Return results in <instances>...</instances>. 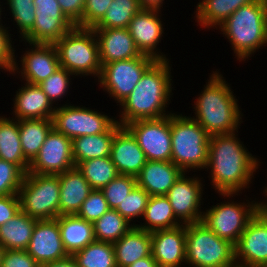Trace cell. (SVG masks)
I'll use <instances>...</instances> for the list:
<instances>
[{"label":"cell","mask_w":267,"mask_h":267,"mask_svg":"<svg viewBox=\"0 0 267 267\" xmlns=\"http://www.w3.org/2000/svg\"><path fill=\"white\" fill-rule=\"evenodd\" d=\"M237 135L236 132L212 135L209 141L206 169H211L209 175L213 188L229 199L250 187L260 166L258 158L252 156Z\"/></svg>","instance_id":"cell-1"},{"label":"cell","mask_w":267,"mask_h":267,"mask_svg":"<svg viewBox=\"0 0 267 267\" xmlns=\"http://www.w3.org/2000/svg\"><path fill=\"white\" fill-rule=\"evenodd\" d=\"M169 61L156 60L145 71L131 94L119 105L123 111H120L118 124L125 126L135 120L171 115L166 112L173 88Z\"/></svg>","instance_id":"cell-2"},{"label":"cell","mask_w":267,"mask_h":267,"mask_svg":"<svg viewBox=\"0 0 267 267\" xmlns=\"http://www.w3.org/2000/svg\"><path fill=\"white\" fill-rule=\"evenodd\" d=\"M213 71L194 102L193 119L210 135L238 133L242 113L230 85Z\"/></svg>","instance_id":"cell-3"},{"label":"cell","mask_w":267,"mask_h":267,"mask_svg":"<svg viewBox=\"0 0 267 267\" xmlns=\"http://www.w3.org/2000/svg\"><path fill=\"white\" fill-rule=\"evenodd\" d=\"M218 29L231 42L237 60L246 61L267 45V7L263 0L241 6Z\"/></svg>","instance_id":"cell-4"},{"label":"cell","mask_w":267,"mask_h":267,"mask_svg":"<svg viewBox=\"0 0 267 267\" xmlns=\"http://www.w3.org/2000/svg\"><path fill=\"white\" fill-rule=\"evenodd\" d=\"M171 161L184 172L206 169L210 135L191 117L171 113Z\"/></svg>","instance_id":"cell-5"},{"label":"cell","mask_w":267,"mask_h":267,"mask_svg":"<svg viewBox=\"0 0 267 267\" xmlns=\"http://www.w3.org/2000/svg\"><path fill=\"white\" fill-rule=\"evenodd\" d=\"M60 67L75 76L99 78L102 65L99 47L93 28L73 27L54 43Z\"/></svg>","instance_id":"cell-6"},{"label":"cell","mask_w":267,"mask_h":267,"mask_svg":"<svg viewBox=\"0 0 267 267\" xmlns=\"http://www.w3.org/2000/svg\"><path fill=\"white\" fill-rule=\"evenodd\" d=\"M186 264L190 267H237L234 244L203 222L186 224Z\"/></svg>","instance_id":"cell-7"},{"label":"cell","mask_w":267,"mask_h":267,"mask_svg":"<svg viewBox=\"0 0 267 267\" xmlns=\"http://www.w3.org/2000/svg\"><path fill=\"white\" fill-rule=\"evenodd\" d=\"M60 180L58 175L27 172L19 188L20 209L37 220L59 217Z\"/></svg>","instance_id":"cell-8"},{"label":"cell","mask_w":267,"mask_h":267,"mask_svg":"<svg viewBox=\"0 0 267 267\" xmlns=\"http://www.w3.org/2000/svg\"><path fill=\"white\" fill-rule=\"evenodd\" d=\"M231 201V202H230ZM260 210L259 202L229 200L203 212L202 222L218 237L236 244L250 220Z\"/></svg>","instance_id":"cell-9"},{"label":"cell","mask_w":267,"mask_h":267,"mask_svg":"<svg viewBox=\"0 0 267 267\" xmlns=\"http://www.w3.org/2000/svg\"><path fill=\"white\" fill-rule=\"evenodd\" d=\"M155 61L154 58L141 54L133 59L107 63L102 66L98 78L100 87H103V91H107V94L120 105Z\"/></svg>","instance_id":"cell-10"},{"label":"cell","mask_w":267,"mask_h":267,"mask_svg":"<svg viewBox=\"0 0 267 267\" xmlns=\"http://www.w3.org/2000/svg\"><path fill=\"white\" fill-rule=\"evenodd\" d=\"M71 105L66 103L56 107L52 118L53 128L71 140L76 137L105 133L117 122L95 109Z\"/></svg>","instance_id":"cell-11"},{"label":"cell","mask_w":267,"mask_h":267,"mask_svg":"<svg viewBox=\"0 0 267 267\" xmlns=\"http://www.w3.org/2000/svg\"><path fill=\"white\" fill-rule=\"evenodd\" d=\"M125 127L136 138L147 160L171 161L170 115L158 119L135 120Z\"/></svg>","instance_id":"cell-12"},{"label":"cell","mask_w":267,"mask_h":267,"mask_svg":"<svg viewBox=\"0 0 267 267\" xmlns=\"http://www.w3.org/2000/svg\"><path fill=\"white\" fill-rule=\"evenodd\" d=\"M33 3L36 9L34 25L21 42L54 44L75 27L57 0H34Z\"/></svg>","instance_id":"cell-13"},{"label":"cell","mask_w":267,"mask_h":267,"mask_svg":"<svg viewBox=\"0 0 267 267\" xmlns=\"http://www.w3.org/2000/svg\"><path fill=\"white\" fill-rule=\"evenodd\" d=\"M76 167L73 158L72 140L57 132H49L38 155L30 163L28 172L39 175H58Z\"/></svg>","instance_id":"cell-14"},{"label":"cell","mask_w":267,"mask_h":267,"mask_svg":"<svg viewBox=\"0 0 267 267\" xmlns=\"http://www.w3.org/2000/svg\"><path fill=\"white\" fill-rule=\"evenodd\" d=\"M186 174L184 172L165 195L175 217L184 225L202 222L203 211L200 210L205 186L197 176L190 178Z\"/></svg>","instance_id":"cell-15"},{"label":"cell","mask_w":267,"mask_h":267,"mask_svg":"<svg viewBox=\"0 0 267 267\" xmlns=\"http://www.w3.org/2000/svg\"><path fill=\"white\" fill-rule=\"evenodd\" d=\"M237 267L267 264V216L260 210L234 245Z\"/></svg>","instance_id":"cell-16"},{"label":"cell","mask_w":267,"mask_h":267,"mask_svg":"<svg viewBox=\"0 0 267 267\" xmlns=\"http://www.w3.org/2000/svg\"><path fill=\"white\" fill-rule=\"evenodd\" d=\"M28 44L31 49L29 48L21 56V68L15 60L10 74L21 73L22 80L30 84H39L60 68L57 49L54 44Z\"/></svg>","instance_id":"cell-17"},{"label":"cell","mask_w":267,"mask_h":267,"mask_svg":"<svg viewBox=\"0 0 267 267\" xmlns=\"http://www.w3.org/2000/svg\"><path fill=\"white\" fill-rule=\"evenodd\" d=\"M159 12V10L141 9L132 18L128 30L141 54L155 60H168L165 54L156 49L164 34Z\"/></svg>","instance_id":"cell-18"},{"label":"cell","mask_w":267,"mask_h":267,"mask_svg":"<svg viewBox=\"0 0 267 267\" xmlns=\"http://www.w3.org/2000/svg\"><path fill=\"white\" fill-rule=\"evenodd\" d=\"M26 251L39 265L67 258L58 221L37 220Z\"/></svg>","instance_id":"cell-19"},{"label":"cell","mask_w":267,"mask_h":267,"mask_svg":"<svg viewBox=\"0 0 267 267\" xmlns=\"http://www.w3.org/2000/svg\"><path fill=\"white\" fill-rule=\"evenodd\" d=\"M186 225L151 232V255L159 267L186 263ZM183 263V264H182Z\"/></svg>","instance_id":"cell-20"},{"label":"cell","mask_w":267,"mask_h":267,"mask_svg":"<svg viewBox=\"0 0 267 267\" xmlns=\"http://www.w3.org/2000/svg\"><path fill=\"white\" fill-rule=\"evenodd\" d=\"M101 65L141 55L128 28H93Z\"/></svg>","instance_id":"cell-21"},{"label":"cell","mask_w":267,"mask_h":267,"mask_svg":"<svg viewBox=\"0 0 267 267\" xmlns=\"http://www.w3.org/2000/svg\"><path fill=\"white\" fill-rule=\"evenodd\" d=\"M110 158L119 174L134 177L140 173L147 162L145 153L136 138L125 126H122L114 135Z\"/></svg>","instance_id":"cell-22"},{"label":"cell","mask_w":267,"mask_h":267,"mask_svg":"<svg viewBox=\"0 0 267 267\" xmlns=\"http://www.w3.org/2000/svg\"><path fill=\"white\" fill-rule=\"evenodd\" d=\"M25 86L16 91L13 117L22 119H52L57 106H53L38 84L25 82Z\"/></svg>","instance_id":"cell-23"},{"label":"cell","mask_w":267,"mask_h":267,"mask_svg":"<svg viewBox=\"0 0 267 267\" xmlns=\"http://www.w3.org/2000/svg\"><path fill=\"white\" fill-rule=\"evenodd\" d=\"M183 173L172 161L147 160L136 176L137 186L150 196L166 195Z\"/></svg>","instance_id":"cell-24"},{"label":"cell","mask_w":267,"mask_h":267,"mask_svg":"<svg viewBox=\"0 0 267 267\" xmlns=\"http://www.w3.org/2000/svg\"><path fill=\"white\" fill-rule=\"evenodd\" d=\"M60 180L59 216L77 214L93 190L77 167L58 174Z\"/></svg>","instance_id":"cell-25"},{"label":"cell","mask_w":267,"mask_h":267,"mask_svg":"<svg viewBox=\"0 0 267 267\" xmlns=\"http://www.w3.org/2000/svg\"><path fill=\"white\" fill-rule=\"evenodd\" d=\"M113 246L117 267H128L151 255V233L133 226Z\"/></svg>","instance_id":"cell-26"},{"label":"cell","mask_w":267,"mask_h":267,"mask_svg":"<svg viewBox=\"0 0 267 267\" xmlns=\"http://www.w3.org/2000/svg\"><path fill=\"white\" fill-rule=\"evenodd\" d=\"M56 220L59 223L62 243L68 255L72 256L96 240L92 222L76 214L60 215Z\"/></svg>","instance_id":"cell-27"},{"label":"cell","mask_w":267,"mask_h":267,"mask_svg":"<svg viewBox=\"0 0 267 267\" xmlns=\"http://www.w3.org/2000/svg\"><path fill=\"white\" fill-rule=\"evenodd\" d=\"M122 126L117 122L105 133L76 137L72 140L75 166L80 162L99 157H109L115 133Z\"/></svg>","instance_id":"cell-28"},{"label":"cell","mask_w":267,"mask_h":267,"mask_svg":"<svg viewBox=\"0 0 267 267\" xmlns=\"http://www.w3.org/2000/svg\"><path fill=\"white\" fill-rule=\"evenodd\" d=\"M37 219L21 210L0 226V245L4 250H26Z\"/></svg>","instance_id":"cell-29"},{"label":"cell","mask_w":267,"mask_h":267,"mask_svg":"<svg viewBox=\"0 0 267 267\" xmlns=\"http://www.w3.org/2000/svg\"><path fill=\"white\" fill-rule=\"evenodd\" d=\"M0 159L17 165L25 174L30 162L24 157L18 120L0 116Z\"/></svg>","instance_id":"cell-30"},{"label":"cell","mask_w":267,"mask_h":267,"mask_svg":"<svg viewBox=\"0 0 267 267\" xmlns=\"http://www.w3.org/2000/svg\"><path fill=\"white\" fill-rule=\"evenodd\" d=\"M142 217L145 223H133V226L150 233L182 225L175 217L172 206L165 195L150 196Z\"/></svg>","instance_id":"cell-31"},{"label":"cell","mask_w":267,"mask_h":267,"mask_svg":"<svg viewBox=\"0 0 267 267\" xmlns=\"http://www.w3.org/2000/svg\"><path fill=\"white\" fill-rule=\"evenodd\" d=\"M253 1L255 0H202L196 6L194 18L201 27L217 29L238 8Z\"/></svg>","instance_id":"cell-32"},{"label":"cell","mask_w":267,"mask_h":267,"mask_svg":"<svg viewBox=\"0 0 267 267\" xmlns=\"http://www.w3.org/2000/svg\"><path fill=\"white\" fill-rule=\"evenodd\" d=\"M18 124L21 148L24 157L31 163L53 129V121L52 119H22L18 120Z\"/></svg>","instance_id":"cell-33"},{"label":"cell","mask_w":267,"mask_h":267,"mask_svg":"<svg viewBox=\"0 0 267 267\" xmlns=\"http://www.w3.org/2000/svg\"><path fill=\"white\" fill-rule=\"evenodd\" d=\"M72 257L78 267H117L113 243L93 241Z\"/></svg>","instance_id":"cell-34"},{"label":"cell","mask_w":267,"mask_h":267,"mask_svg":"<svg viewBox=\"0 0 267 267\" xmlns=\"http://www.w3.org/2000/svg\"><path fill=\"white\" fill-rule=\"evenodd\" d=\"M92 189L101 190L119 173L109 157H99L80 162L77 166Z\"/></svg>","instance_id":"cell-35"},{"label":"cell","mask_w":267,"mask_h":267,"mask_svg":"<svg viewBox=\"0 0 267 267\" xmlns=\"http://www.w3.org/2000/svg\"><path fill=\"white\" fill-rule=\"evenodd\" d=\"M133 227L116 210L109 209L99 219L93 222L95 239L97 241L114 243Z\"/></svg>","instance_id":"cell-36"},{"label":"cell","mask_w":267,"mask_h":267,"mask_svg":"<svg viewBox=\"0 0 267 267\" xmlns=\"http://www.w3.org/2000/svg\"><path fill=\"white\" fill-rule=\"evenodd\" d=\"M141 9L139 0H113L104 17L93 28H128Z\"/></svg>","instance_id":"cell-37"},{"label":"cell","mask_w":267,"mask_h":267,"mask_svg":"<svg viewBox=\"0 0 267 267\" xmlns=\"http://www.w3.org/2000/svg\"><path fill=\"white\" fill-rule=\"evenodd\" d=\"M136 186V177L118 174L101 191L108 203V207L115 210Z\"/></svg>","instance_id":"cell-38"},{"label":"cell","mask_w":267,"mask_h":267,"mask_svg":"<svg viewBox=\"0 0 267 267\" xmlns=\"http://www.w3.org/2000/svg\"><path fill=\"white\" fill-rule=\"evenodd\" d=\"M150 195L146 190L136 186L115 209L128 222L143 216Z\"/></svg>","instance_id":"cell-39"},{"label":"cell","mask_w":267,"mask_h":267,"mask_svg":"<svg viewBox=\"0 0 267 267\" xmlns=\"http://www.w3.org/2000/svg\"><path fill=\"white\" fill-rule=\"evenodd\" d=\"M11 10L12 18L16 22L20 33V38H23L33 27L35 21V6L34 0H6Z\"/></svg>","instance_id":"cell-40"},{"label":"cell","mask_w":267,"mask_h":267,"mask_svg":"<svg viewBox=\"0 0 267 267\" xmlns=\"http://www.w3.org/2000/svg\"><path fill=\"white\" fill-rule=\"evenodd\" d=\"M70 76H73V74L60 67L50 77L38 84L52 104L66 96L65 93L67 94L69 86H71L70 80L72 78Z\"/></svg>","instance_id":"cell-41"},{"label":"cell","mask_w":267,"mask_h":267,"mask_svg":"<svg viewBox=\"0 0 267 267\" xmlns=\"http://www.w3.org/2000/svg\"><path fill=\"white\" fill-rule=\"evenodd\" d=\"M24 176L17 165L0 159V196L18 194Z\"/></svg>","instance_id":"cell-42"},{"label":"cell","mask_w":267,"mask_h":267,"mask_svg":"<svg viewBox=\"0 0 267 267\" xmlns=\"http://www.w3.org/2000/svg\"><path fill=\"white\" fill-rule=\"evenodd\" d=\"M109 209L103 192L98 189H93L89 196L83 201L81 208L76 215L93 223Z\"/></svg>","instance_id":"cell-43"},{"label":"cell","mask_w":267,"mask_h":267,"mask_svg":"<svg viewBox=\"0 0 267 267\" xmlns=\"http://www.w3.org/2000/svg\"><path fill=\"white\" fill-rule=\"evenodd\" d=\"M113 0H85L81 18L82 28H93L105 15Z\"/></svg>","instance_id":"cell-44"},{"label":"cell","mask_w":267,"mask_h":267,"mask_svg":"<svg viewBox=\"0 0 267 267\" xmlns=\"http://www.w3.org/2000/svg\"><path fill=\"white\" fill-rule=\"evenodd\" d=\"M7 29L3 24L0 25V69L11 73L16 60V50L12 47V35Z\"/></svg>","instance_id":"cell-45"},{"label":"cell","mask_w":267,"mask_h":267,"mask_svg":"<svg viewBox=\"0 0 267 267\" xmlns=\"http://www.w3.org/2000/svg\"><path fill=\"white\" fill-rule=\"evenodd\" d=\"M0 267H40L26 250H4Z\"/></svg>","instance_id":"cell-46"},{"label":"cell","mask_w":267,"mask_h":267,"mask_svg":"<svg viewBox=\"0 0 267 267\" xmlns=\"http://www.w3.org/2000/svg\"><path fill=\"white\" fill-rule=\"evenodd\" d=\"M20 210L18 194L0 196V226L5 224Z\"/></svg>","instance_id":"cell-47"},{"label":"cell","mask_w":267,"mask_h":267,"mask_svg":"<svg viewBox=\"0 0 267 267\" xmlns=\"http://www.w3.org/2000/svg\"><path fill=\"white\" fill-rule=\"evenodd\" d=\"M64 15L77 27H81V18L85 0H57Z\"/></svg>","instance_id":"cell-48"},{"label":"cell","mask_w":267,"mask_h":267,"mask_svg":"<svg viewBox=\"0 0 267 267\" xmlns=\"http://www.w3.org/2000/svg\"><path fill=\"white\" fill-rule=\"evenodd\" d=\"M40 267H78L75 259L72 256H68L65 259L49 262L46 264L40 265Z\"/></svg>","instance_id":"cell-49"},{"label":"cell","mask_w":267,"mask_h":267,"mask_svg":"<svg viewBox=\"0 0 267 267\" xmlns=\"http://www.w3.org/2000/svg\"><path fill=\"white\" fill-rule=\"evenodd\" d=\"M128 267H159L152 255L135 261Z\"/></svg>","instance_id":"cell-50"},{"label":"cell","mask_w":267,"mask_h":267,"mask_svg":"<svg viewBox=\"0 0 267 267\" xmlns=\"http://www.w3.org/2000/svg\"><path fill=\"white\" fill-rule=\"evenodd\" d=\"M164 0H139L142 9L159 10L163 6Z\"/></svg>","instance_id":"cell-51"},{"label":"cell","mask_w":267,"mask_h":267,"mask_svg":"<svg viewBox=\"0 0 267 267\" xmlns=\"http://www.w3.org/2000/svg\"><path fill=\"white\" fill-rule=\"evenodd\" d=\"M263 191H264V194H265L264 197H266L267 196V187H265V190H263ZM259 207H260V211L267 216V202L266 201H264V202L260 201L259 202Z\"/></svg>","instance_id":"cell-52"},{"label":"cell","mask_w":267,"mask_h":267,"mask_svg":"<svg viewBox=\"0 0 267 267\" xmlns=\"http://www.w3.org/2000/svg\"><path fill=\"white\" fill-rule=\"evenodd\" d=\"M3 253H4V248L0 245V266H1V260H2Z\"/></svg>","instance_id":"cell-53"},{"label":"cell","mask_w":267,"mask_h":267,"mask_svg":"<svg viewBox=\"0 0 267 267\" xmlns=\"http://www.w3.org/2000/svg\"><path fill=\"white\" fill-rule=\"evenodd\" d=\"M1 6V5H0ZM2 12V7H0V25L2 24V22H1V19H2V17H1V13Z\"/></svg>","instance_id":"cell-54"},{"label":"cell","mask_w":267,"mask_h":267,"mask_svg":"<svg viewBox=\"0 0 267 267\" xmlns=\"http://www.w3.org/2000/svg\"><path fill=\"white\" fill-rule=\"evenodd\" d=\"M256 267H267V264L258 265Z\"/></svg>","instance_id":"cell-55"},{"label":"cell","mask_w":267,"mask_h":267,"mask_svg":"<svg viewBox=\"0 0 267 267\" xmlns=\"http://www.w3.org/2000/svg\"><path fill=\"white\" fill-rule=\"evenodd\" d=\"M263 2H264V4L266 5V7H267V0H263Z\"/></svg>","instance_id":"cell-56"}]
</instances>
